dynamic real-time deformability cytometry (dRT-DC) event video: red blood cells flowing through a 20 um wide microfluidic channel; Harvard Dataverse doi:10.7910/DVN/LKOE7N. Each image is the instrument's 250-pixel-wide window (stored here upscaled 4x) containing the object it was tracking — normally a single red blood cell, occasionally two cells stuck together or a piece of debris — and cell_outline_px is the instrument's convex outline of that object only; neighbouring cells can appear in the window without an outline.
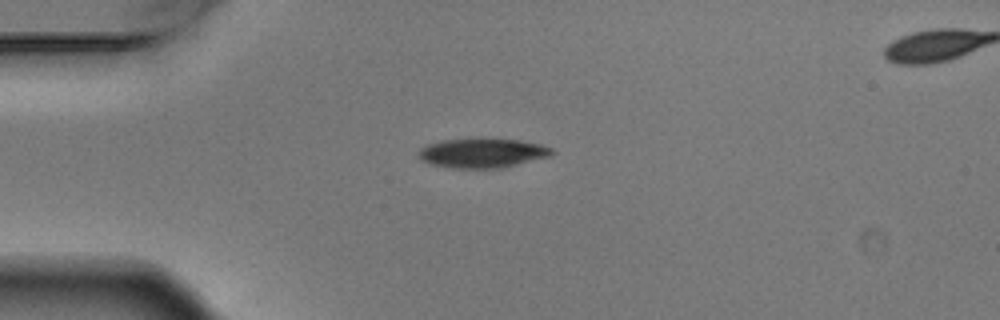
{"species": "Egyptian fruit bat (a non-hibernating species)", "species_latin": "Rousettus aegyptiacus", "temperature_condition": "warm", "stored_images_in_passage": 2, "segment_of_instrument_passage": [1, 2], "camera_frame_rate_fps": 3000, "um_per_image_px": 0.085, "animal": {"sex": "male"}, "frame": {"image": 1, "passage_image": 1, "time_ms": 0.0, "image_size_px": [1000, 320], "cell_outline_px": [[556, 152], [552, 156], [500, 168], [452, 168], [428, 164], [420, 160], [420, 148], [428, 144], [440, 140], [520, 140], [540, 144], [552, 148]], "centroid_in_image_um": [41.02, 13.03], "position_along_channel_um": 44.0, "area_um2": 22.54}}